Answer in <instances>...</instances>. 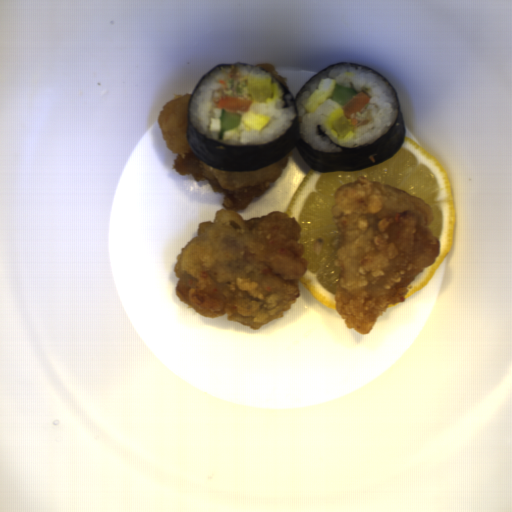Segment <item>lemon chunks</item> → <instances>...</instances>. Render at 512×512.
Here are the masks:
<instances>
[{
  "label": "lemon chunks",
  "mask_w": 512,
  "mask_h": 512,
  "mask_svg": "<svg viewBox=\"0 0 512 512\" xmlns=\"http://www.w3.org/2000/svg\"><path fill=\"white\" fill-rule=\"evenodd\" d=\"M364 176L422 199L432 206L427 230L440 242L434 264L423 269L405 287L406 298L422 290L447 257L453 238L455 214L448 177L423 147L405 136L400 149L386 161L360 171H309L294 192L285 213L300 227L306 272L302 286L320 304L337 311L335 293L342 269L334 259L339 229L332 206L340 186ZM405 298V299H406Z\"/></svg>",
  "instance_id": "lemon-chunks-1"
}]
</instances>
